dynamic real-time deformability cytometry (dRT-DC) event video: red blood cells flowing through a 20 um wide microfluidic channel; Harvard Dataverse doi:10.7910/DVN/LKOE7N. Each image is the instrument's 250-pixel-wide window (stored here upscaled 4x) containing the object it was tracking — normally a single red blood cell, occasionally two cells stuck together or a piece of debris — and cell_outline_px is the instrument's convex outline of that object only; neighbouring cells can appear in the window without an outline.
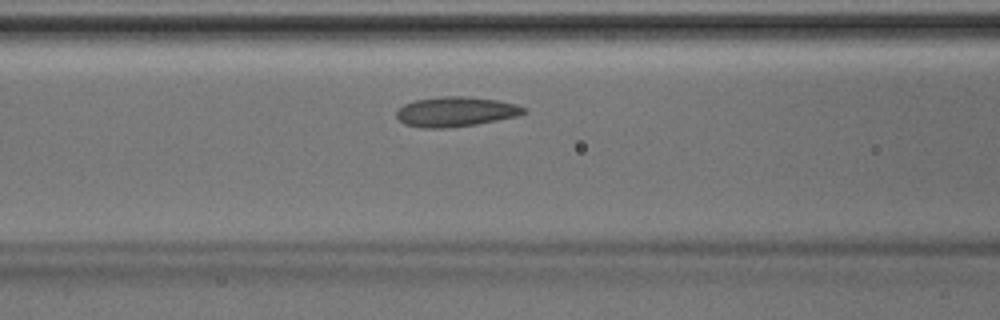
{"species": "Egyptian fruit bat (a non-hibernating species)", "species_latin": "Rousettus aegyptiacus", "temperature_condition": "room temperature", "stored_images_in_passage": 34, "camera_frame_rate_fps": 3000, "um_per_image_px": 0.085, "animal": {"sex": "male"}, "frame": {"image": 1, "passage_image": 11, "time_ms": 3.333, "image_size_px": [1000, 320], "cell_outline_px": [[528, 112], [516, 116], [476, 124], [448, 128], [424, 128], [404, 124], [396, 116], [396, 112], [404, 104], [416, 100], [440, 96], [464, 96], [496, 100], [516, 104], [524, 108]], "centroid_in_image_um": [38.72, 9.49], "position_along_channel_um": 127.9, "area_um2": 21.96}}
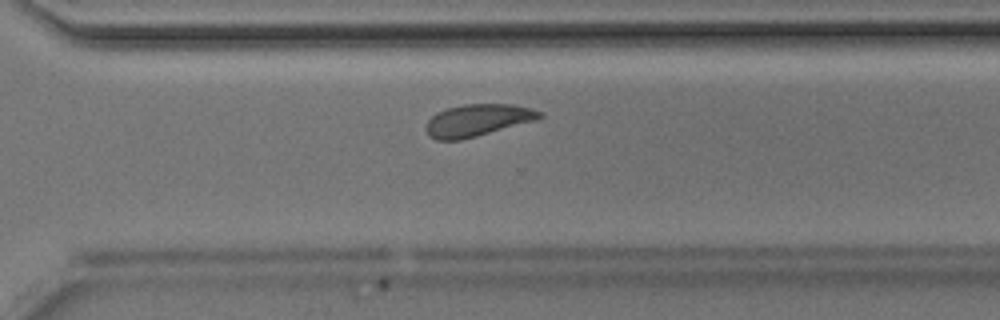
{"frame": {"image": 2, "passage_image": 25, "time_ms": 8.0, "image_size_px": [1000, 320], "cell_outline_px": [[544, 116], [536, 120], [476, 136], [460, 140], [436, 140], [428, 136], [424, 128], [428, 120], [436, 112], [448, 108], [464, 104], [512, 104], [532, 108], [540, 112]], "centroid_in_image_um": [40.56, 10.22], "position_along_channel_um": 330.0, "area_um2": 21.21}}
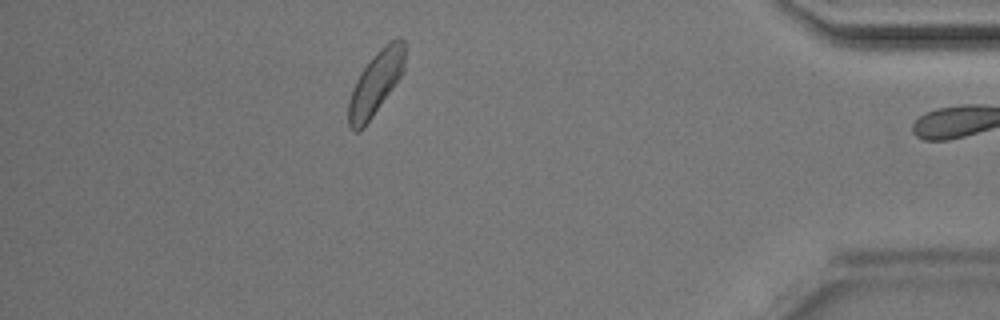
{"frame": {"image": 3, "passage_image": 33, "time_ms": 10.667, "image_size_px": [1000, 320], "cell_outline_px": [[404, 72], [364, 128], [360, 132], [352, 132], [348, 128], [348, 100], [352, 88], [360, 72], [372, 56], [388, 40], [400, 36], [404, 40]], "centroid_in_image_um": [31.91, 7.07], "position_along_channel_um": 403.3, "area_um2": 21.21}}